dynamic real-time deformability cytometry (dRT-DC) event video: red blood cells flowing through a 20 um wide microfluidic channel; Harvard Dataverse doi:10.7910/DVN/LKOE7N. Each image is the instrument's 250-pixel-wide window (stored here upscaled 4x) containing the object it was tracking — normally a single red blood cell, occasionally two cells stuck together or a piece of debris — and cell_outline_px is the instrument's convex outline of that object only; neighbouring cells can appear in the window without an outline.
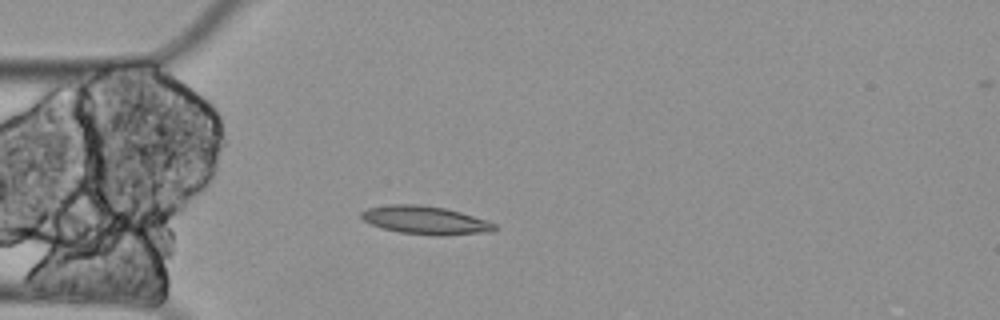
{"species": "Egyptian fruit bat (a non-hibernating species)", "species_latin": "Rousettus aegyptiacus", "temperature_condition": "cold", "stored_images_in_passage": 4, "camera_frame_rate_fps": 3000, "um_per_image_px": 0.085, "animal": {"sex": "female"}, "frame": {"image": 1, "passage_image": 3, "time_ms": 0.667, "image_size_px": [1000, 320], "cell_outline_px": [[496, 228], [492, 232], [440, 236], [400, 232], [380, 228], [364, 220], [360, 216], [360, 212], [368, 208], [388, 204], [420, 204], [444, 208], [460, 212], [488, 220], [496, 224]], "centroid_in_image_um": [36.17, 18.71], "position_along_channel_um": 48.8, "area_um2": 22.02}}